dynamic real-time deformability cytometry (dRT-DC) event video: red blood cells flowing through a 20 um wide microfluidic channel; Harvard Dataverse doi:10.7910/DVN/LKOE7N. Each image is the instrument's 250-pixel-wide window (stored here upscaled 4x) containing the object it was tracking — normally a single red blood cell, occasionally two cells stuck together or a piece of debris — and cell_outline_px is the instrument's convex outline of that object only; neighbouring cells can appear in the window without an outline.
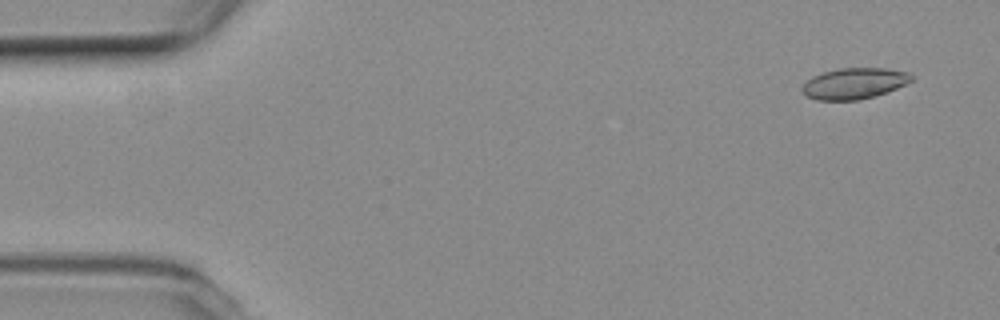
{"species": "common noctule bat (a hibernating species)", "species_latin": "Nyctalus noctula", "temperature_condition": "room temperature", "stored_images_in_passage": 54, "camera_frame_rate_fps": 3000, "um_per_image_px": 0.085, "animal": {"sex": "female", "body_mass_g": 19.3, "forearm_length_mm": 54.1}, "frame": {"image": 1, "passage_image": 3, "time_ms": 0.667, "image_size_px": [1000, 320], "cell_outline_px": [[916, 76], [908, 84], [888, 92], [860, 100], [816, 100], [808, 96], [800, 88], [812, 76], [824, 72], [840, 68], [884, 68], [908, 72]], "centroid_in_image_um": [72.67, 7.09], "position_along_channel_um": 12.3, "area_um2": 19.88}}
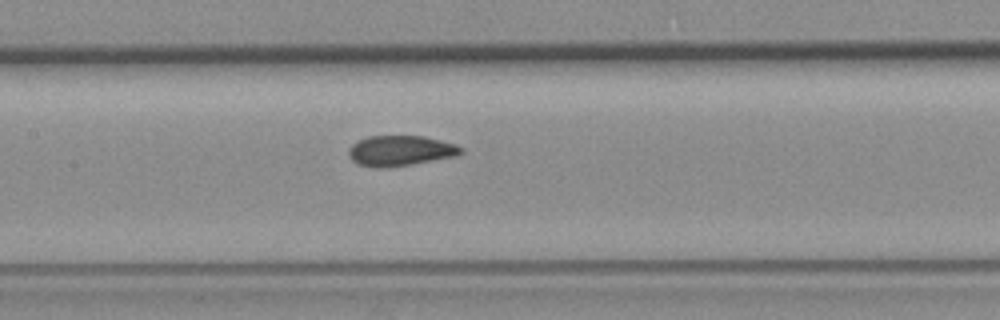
{"frame": {"image": 2, "passage_image": 25, "time_ms": 8.0, "image_size_px": [1000, 320], "cell_outline_px": [[464, 152], [456, 156], [412, 164], [384, 168], [376, 168], [360, 164], [352, 160], [348, 156], [348, 148], [352, 144], [368, 136], [424, 136], [456, 144], [464, 148]], "centroid_in_image_um": [34.05, 12.81], "position_along_channel_um": 173.4, "area_um2": 19.94}}
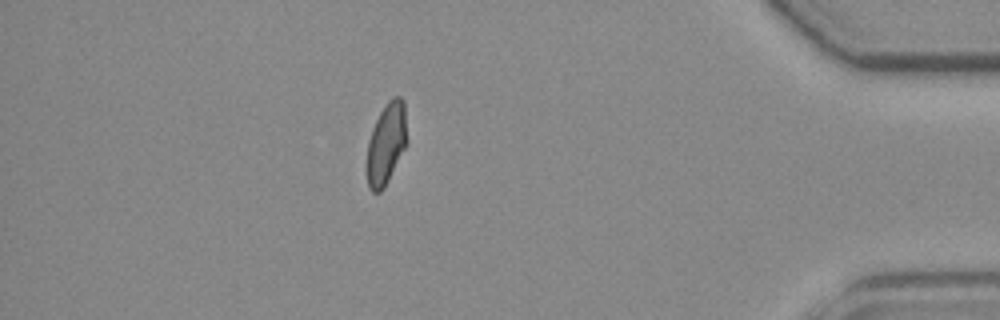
{"frame": {"image": 3, "passage_image": 47, "time_ms": 15.333, "image_size_px": [1000, 320], "cell_outline_px": [[408, 140], [384, 188], [380, 192], [372, 192], [368, 188], [368, 140], [372, 128], [380, 112], [388, 100], [392, 96], [400, 96], [404, 100]], "centroid_in_image_um": [32.85, 12.15], "position_along_channel_um": 402.3, "area_um2": 18.9}, "authors_computed_cell_mechanics": {"area_um2": 19.8254, "velocity_mm_per_s": 3.7793, "shape_relaxation_time_tau1_ms": null, "shape_relaxation_time_tau2_ms": 1.194, "deformation_change_tau1": null, "deformation_change_tau2": 0.066}}